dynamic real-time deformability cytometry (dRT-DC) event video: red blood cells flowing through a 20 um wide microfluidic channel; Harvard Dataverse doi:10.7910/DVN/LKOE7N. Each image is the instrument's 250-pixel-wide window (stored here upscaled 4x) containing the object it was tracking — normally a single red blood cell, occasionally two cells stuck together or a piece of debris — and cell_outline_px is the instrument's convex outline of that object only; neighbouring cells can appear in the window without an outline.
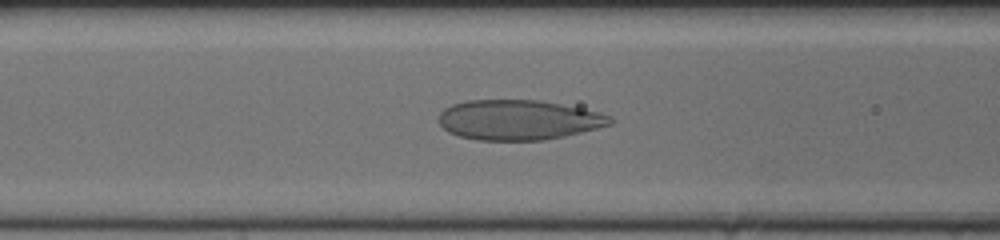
{"species": "human", "species_latin": "Homo sapiens", "temperature_condition": "cold", "stored_images_in_passage": 42, "camera_frame_rate_fps": 3000, "um_per_image_px": 0.085, "donor": {"sex": "female"}, "frame": {"image": 1, "passage_image": 8, "time_ms": 2.333, "image_size_px": [1000, 240], "cell_outline_px": [[612, 124], [564, 136], [544, 140], [480, 140], [460, 136], [448, 132], [440, 124], [440, 112], [444, 108], [452, 104], [468, 100], [540, 100], [600, 112], [612, 116]], "centroid_in_image_um": [44.07, 10.18], "position_along_channel_um": 122.5, "area_um2": 39.77}}
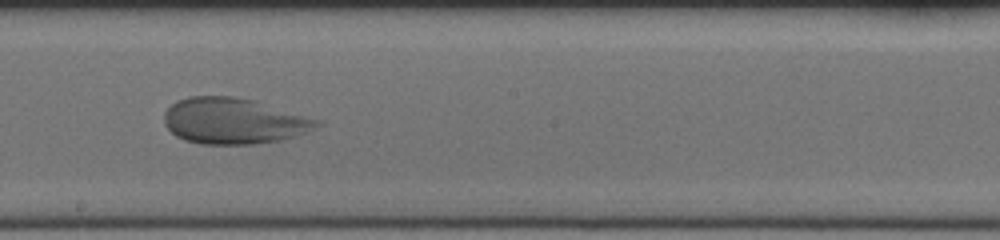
{"frame": {"image": 2, "passage_image": 17, "time_ms": 5.333, "image_size_px": [1000, 240], "cell_outline_px": [[324, 124], [304, 132], [280, 140], [256, 144], [200, 144], [184, 140], [176, 136], [164, 124], [164, 112], [176, 100], [188, 96], [236, 96], [256, 100], [324, 120]], "centroid_in_image_um": [19.89, 10.26], "position_along_channel_um": 228.3, "area_um2": 41.44}}
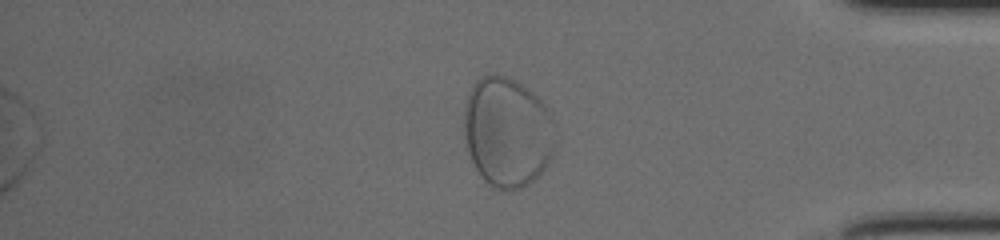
{"frame": {"image": 3, "passage_image": 33, "time_ms": 10.667, "image_size_px": [1000, 240], "cell_outline_px": [[556, 140], [552, 156], [544, 168], [528, 184], [520, 188], [496, 188], [488, 184], [480, 176], [472, 164], [464, 140], [464, 108], [468, 92], [472, 84], [480, 76], [492, 72], [508, 76], [516, 80], [528, 88], [544, 104], [552, 116], [556, 132]], "centroid_in_image_um": [43.1, 11.17], "position_along_channel_um": 392.1, "area_um2": 59.25}}